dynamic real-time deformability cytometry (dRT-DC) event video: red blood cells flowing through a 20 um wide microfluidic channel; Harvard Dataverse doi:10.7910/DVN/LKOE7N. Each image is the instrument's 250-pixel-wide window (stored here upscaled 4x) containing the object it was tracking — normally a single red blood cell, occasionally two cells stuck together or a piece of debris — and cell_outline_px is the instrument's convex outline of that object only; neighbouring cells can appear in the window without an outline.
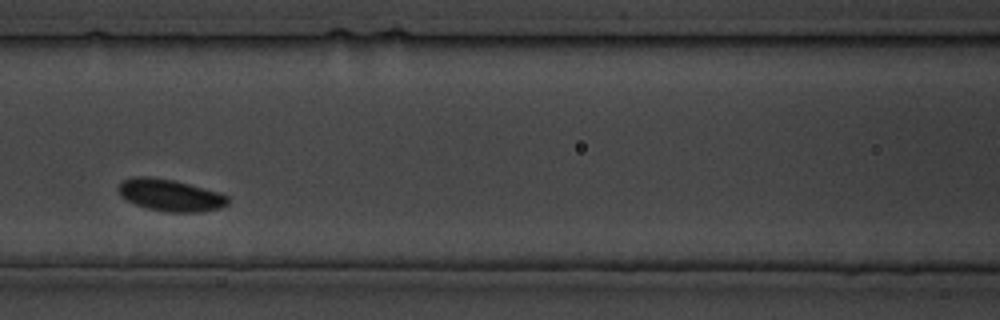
{"species": "common noctule bat (a hibernating species)", "species_latin": "Nyctalus noctula", "temperature_condition": "cold", "stored_images_in_passage": 29, "camera_frame_rate_fps": 3000, "um_per_image_px": 0.085, "animal": {"sex": "male", "body_mass_g": 19.5, "forearm_length_mm": 54.6}, "frame": {"image": 1, "passage_image": 8, "time_ms": 9.0, "image_size_px": [1000, 320], "cell_outline_px": [[228, 204], [220, 208], [200, 212], [168, 212], [148, 208], [136, 204], [120, 196], [116, 188], [124, 180], [132, 176], [148, 176], [172, 180], [188, 184], [216, 192], [228, 196]], "centroid_in_image_um": [14.43, 16.59], "position_along_channel_um": 152.2, "area_um2": 20.11}}
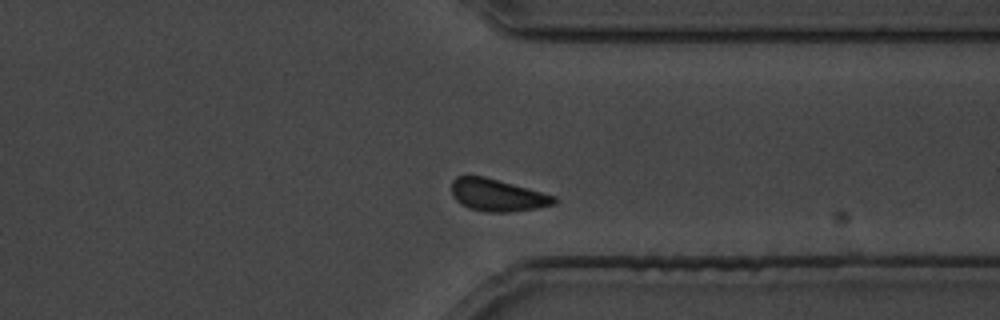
{"frame": {"image": 2, "passage_image": 20, "time_ms": 23.667, "image_size_px": [1000, 320], "cell_outline_px": [[560, 200], [556, 204], [536, 208], [508, 212], [484, 212], [468, 208], [460, 204], [452, 196], [452, 180], [456, 176], [484, 176], [528, 188], [556, 196]], "centroid_in_image_um": [42.28, 16.59], "position_along_channel_um": 369.1, "area_um2": 19.42}}
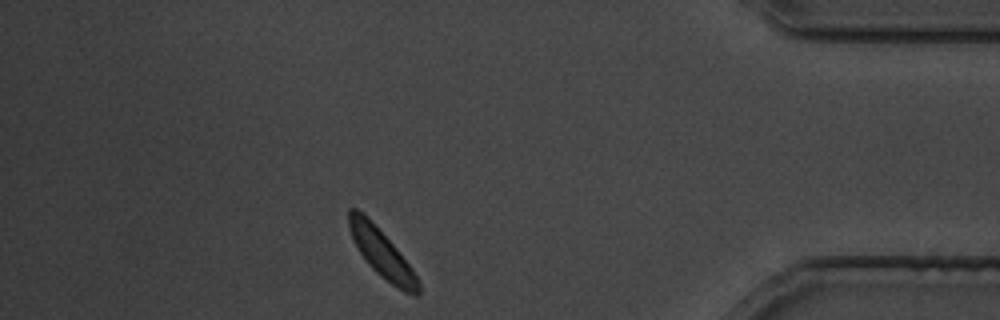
{"frame": {"image": 3, "passage_image": 24, "time_ms": 28.333, "image_size_px": [1000, 320], "cell_outline_px": [[420, 292], [416, 296], [412, 296], [404, 292], [380, 276], [368, 264], [356, 248], [352, 240], [348, 228], [348, 208], [356, 208], [396, 248], [412, 268], [420, 284]], "centroid_in_image_um": [32.44, 21.59], "position_along_channel_um": 402.8, "area_um2": 19.02}}